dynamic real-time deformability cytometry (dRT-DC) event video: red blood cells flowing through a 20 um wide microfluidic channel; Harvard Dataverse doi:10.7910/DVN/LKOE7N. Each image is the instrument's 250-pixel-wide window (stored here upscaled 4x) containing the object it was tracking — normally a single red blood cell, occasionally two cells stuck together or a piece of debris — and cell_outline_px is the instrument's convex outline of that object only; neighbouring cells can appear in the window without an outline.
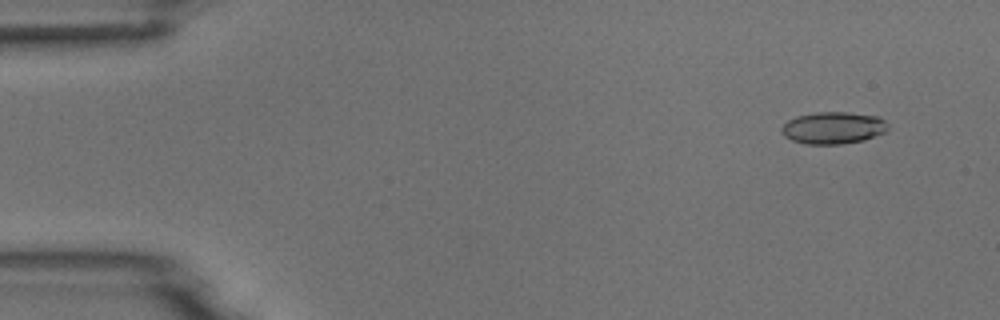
{"species": "common noctule bat (a hibernating species)", "species_latin": "Nyctalus noctula", "temperature_condition": "room temperature", "stored_images_in_passage": 5, "camera_frame_rate_fps": 3000, "um_per_image_px": 0.085, "animal": {"sex": "male", "body_mass_g": 18.8}, "frame": {"image": 1, "passage_image": 1, "time_ms": 0.0, "image_size_px": [1000, 320], "cell_outline_px": [[888, 128], [884, 132], [864, 140], [840, 144], [804, 144], [792, 140], [784, 136], [780, 132], [780, 128], [788, 120], [796, 116], [816, 112], [848, 112], [880, 116], [888, 124]], "centroid_in_image_um": [70.8, 10.86], "position_along_channel_um": 14.2, "area_um2": 20.0}}